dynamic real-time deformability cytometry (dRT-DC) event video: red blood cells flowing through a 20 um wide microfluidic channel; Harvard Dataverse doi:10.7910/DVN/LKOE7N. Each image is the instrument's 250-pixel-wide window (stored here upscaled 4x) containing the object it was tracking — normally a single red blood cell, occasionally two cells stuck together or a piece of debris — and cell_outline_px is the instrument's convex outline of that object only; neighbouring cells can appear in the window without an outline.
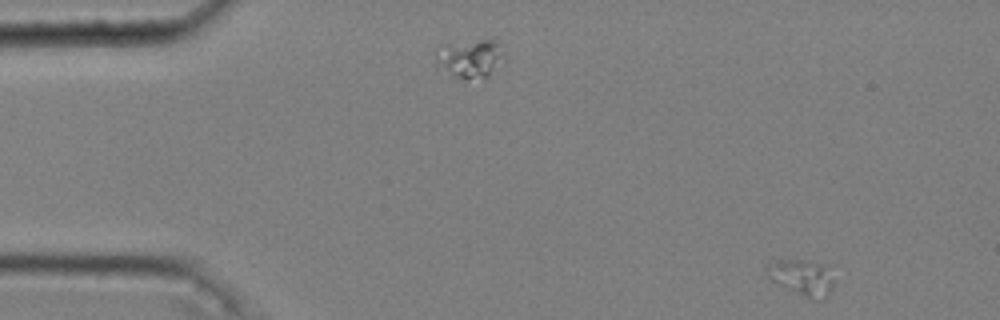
{"species": "common noctule bat (a hibernating species)", "species_latin": "Nyctalus noctula", "temperature_condition": "cold", "stored_images_in_passage": 3, "segment_of_instrument_passage": [2, 2], "camera_frame_rate_fps": 3000, "um_per_image_px": 0.085, "animal": {"sex": "male", "body_mass_g": 20.4}, "frame": {"image": 1, "passage_image": 3, "time_ms": 0.667, "image_size_px": [1000, 320], "cell_outline_px": [[836, 264], [832, 284], [824, 300], [812, 300], [772, 280], [768, 276], [764, 268], [764, 264], [776, 260], [804, 260]], "centroid_in_image_um": [68.25, 23.52], "position_along_channel_um": 16.7, "area_um2": 14.62}}